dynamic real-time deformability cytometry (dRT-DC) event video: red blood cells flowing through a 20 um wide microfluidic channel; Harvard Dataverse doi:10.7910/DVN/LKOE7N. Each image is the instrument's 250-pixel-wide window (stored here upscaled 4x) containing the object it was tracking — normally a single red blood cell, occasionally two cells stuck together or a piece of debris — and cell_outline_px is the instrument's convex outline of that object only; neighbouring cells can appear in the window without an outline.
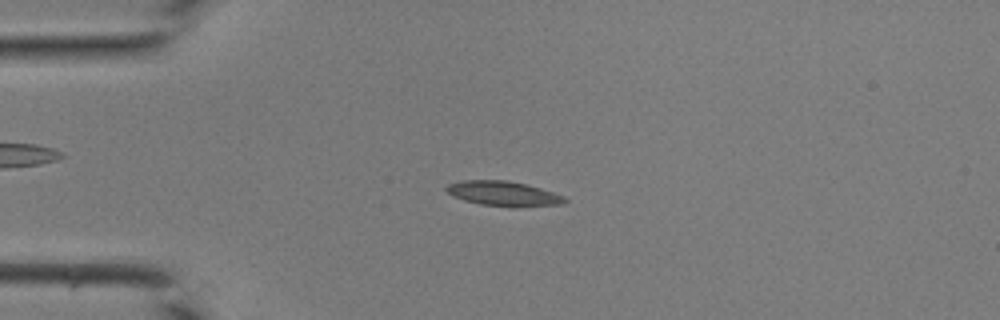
{"species": "common noctule bat (a hibernating species)", "species_latin": "Nyctalus noctula", "temperature_condition": "room temperature", "stored_images_in_passage": 43, "camera_frame_rate_fps": 3000, "um_per_image_px": 0.085, "animal": {"sex": "male", "body_mass_g": 19.0, "forearm_length_mm": 50.8}, "frame": {"image": 1, "passage_image": 11, "time_ms": 3.333, "image_size_px": [1000, 320], "cell_outline_px": [[568, 200], [560, 204], [512, 208], [480, 204], [464, 200], [452, 196], [444, 188], [448, 184], [460, 180], [508, 180], [528, 184], [564, 196]], "centroid_in_image_um": [42.77, 16.46], "position_along_channel_um": 42.2, "area_um2": 17.34}}
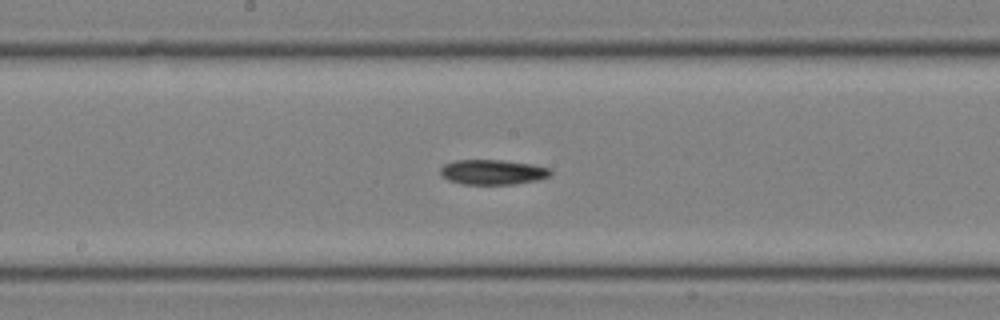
{"frame": {"image": 2, "passage_image": 23, "time_ms": 7.333, "image_size_px": [1000, 320], "cell_outline_px": [[552, 172], [548, 176], [536, 180], [512, 184], [464, 184], [448, 180], [440, 176], [440, 168], [444, 164], [456, 160], [504, 160], [532, 164], [552, 168]], "centroid_in_image_um": [41.86, 14.62], "position_along_channel_um": 206.3, "area_um2": 16.07}}
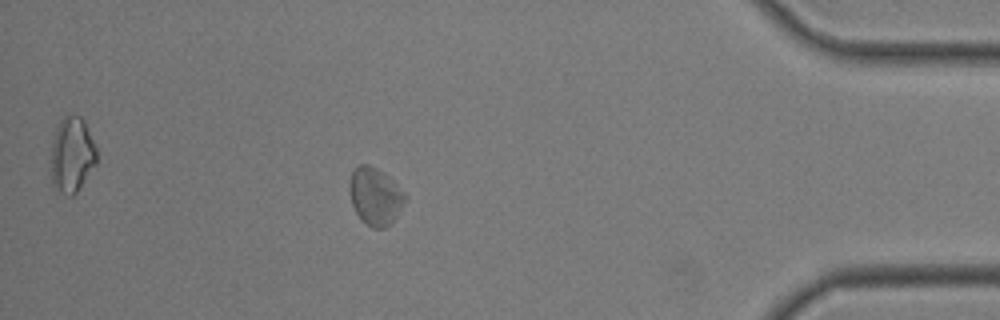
{"frame": {"image": 3, "passage_image": 38, "time_ms": 12.333, "image_size_px": [1000, 320], "cell_outline_px": [[408, 200], [396, 216], [384, 228], [372, 228], [356, 212], [352, 204], [348, 188], [352, 172], [356, 164], [368, 164], [384, 172], [408, 196]], "centroid_in_image_um": [31.9, 16.64], "position_along_channel_um": 403.3, "area_um2": 18.55}}